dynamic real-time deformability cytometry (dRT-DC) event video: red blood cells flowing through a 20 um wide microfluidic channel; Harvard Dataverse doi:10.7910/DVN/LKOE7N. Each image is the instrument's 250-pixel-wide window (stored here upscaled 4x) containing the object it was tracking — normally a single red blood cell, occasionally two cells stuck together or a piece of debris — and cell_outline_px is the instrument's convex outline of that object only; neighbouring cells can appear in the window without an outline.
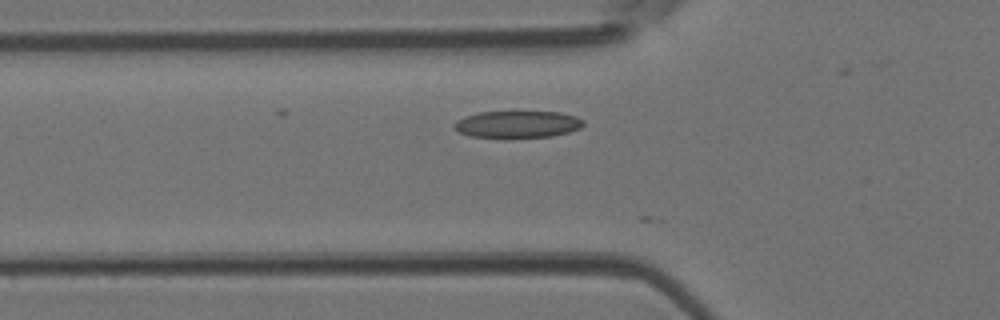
{"species": "Egyptian fruit bat (a non-hibernating species)", "species_latin": "Rousettus aegyptiacus", "temperature_condition": "room temperature", "stored_images_in_passage": 8, "camera_frame_rate_fps": 3000, "um_per_image_px": 0.085, "animal": {"sex": "female"}, "frame": {"image": 1, "passage_image": 2, "time_ms": 0.333, "image_size_px": [1000, 320], "cell_outline_px": [[584, 124], [580, 128], [568, 132], [552, 136], [468, 136], [452, 128], [452, 124], [456, 120], [464, 116], [480, 112], [512, 108], [560, 112], [576, 116], [584, 120]], "centroid_in_image_um": [43.97, 10.48], "position_along_channel_um": 81.8, "area_um2": 21.1}}
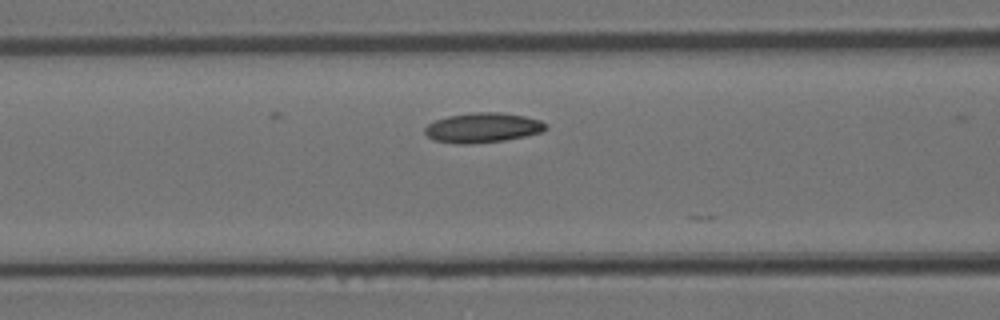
{"frame": {"image": 2, "passage_image": 5, "time_ms": 1.333, "image_size_px": [1000, 320], "cell_outline_px": [[548, 128], [544, 132], [504, 140], [468, 144], [456, 144], [432, 140], [424, 132], [424, 128], [428, 124], [436, 120], [448, 116], [472, 112], [500, 112], [524, 116], [540, 120], [548, 124]], "centroid_in_image_um": [41.04, 10.85], "position_along_channel_um": 125.6, "area_um2": 21.15}}